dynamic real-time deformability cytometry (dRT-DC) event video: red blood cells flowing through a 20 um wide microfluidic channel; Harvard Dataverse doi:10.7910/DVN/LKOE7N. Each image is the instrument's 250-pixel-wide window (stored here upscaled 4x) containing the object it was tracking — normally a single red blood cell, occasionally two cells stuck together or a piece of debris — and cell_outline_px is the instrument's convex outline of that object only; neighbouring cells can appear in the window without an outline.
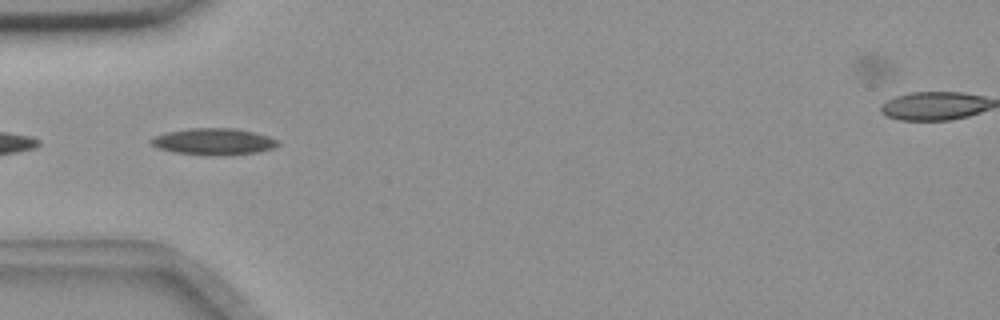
{"species": "common noctule bat (a hibernating species)", "species_latin": "Nyctalus noctula", "temperature_condition": "room temperature", "stored_images_in_passage": 39, "camera_frame_rate_fps": 3000, "um_per_image_px": 0.085, "animal": {"sex": "female", "body_mass_g": 18.4}, "frame": {"image": 1, "passage_image": 1, "time_ms": 0.0, "image_size_px": [1000, 320], "cell_outline_px": [[280, 144], [276, 148], [256, 152], [224, 156], [208, 156], [172, 152], [160, 148], [152, 144], [148, 140], [156, 136], [168, 132], [188, 128], [236, 128], [268, 136], [280, 140]], "centroid_in_image_um": [18.21, 12.05], "position_along_channel_um": 66.8, "area_um2": 19.88}}
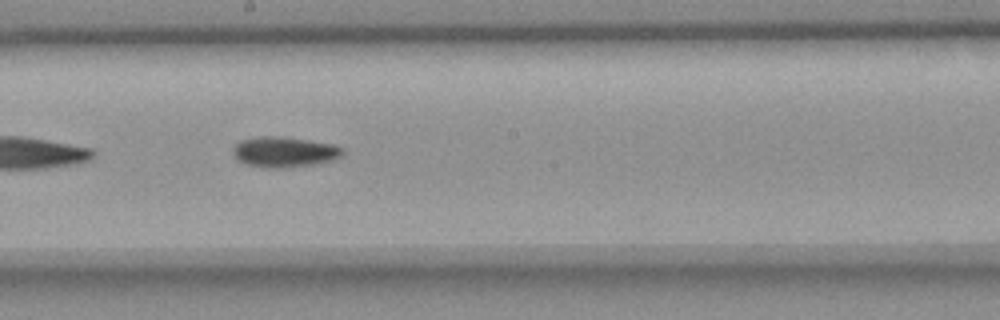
{"frame": {"image": 2, "passage_image": 14, "time_ms": 4.333, "image_size_px": [1000, 320], "cell_outline_px": [[344, 152], [340, 156], [332, 160], [320, 164], [284, 168], [264, 168], [244, 164], [236, 160], [232, 152], [232, 148], [240, 140], [260, 136], [276, 136], [332, 144], [344, 148]], "centroid_in_image_um": [24.12, 12.94], "position_along_channel_um": 224.1, "area_um2": 19.65}}
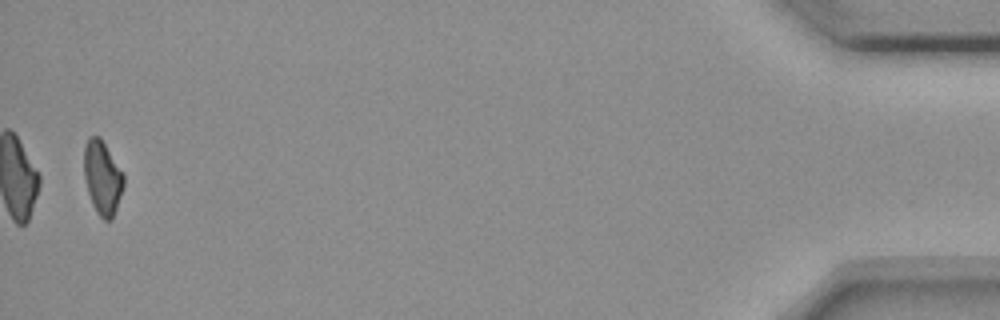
{"frame": {"image": 3, "passage_image": 38, "time_ms": 12.333, "image_size_px": [1000, 320], "cell_outline_px": [[124, 184], [112, 220], [104, 220], [96, 212], [92, 204], [88, 192], [84, 176], [84, 148], [88, 136], [100, 136], [124, 176]], "centroid_in_image_um": [8.68, 15.1], "position_along_channel_um": 426.5, "area_um2": 16.82}, "authors_computed_cell_mechanics": {"area_um2": 17.9758, "velocity_mm_per_s": 3.6502, "shape_relaxation_time_tau1_ms": 10.8115, "shape_relaxation_time_tau2_ms": null, "deformation_change_tau1": 0.2048, "deformation_change_tau2": null}}